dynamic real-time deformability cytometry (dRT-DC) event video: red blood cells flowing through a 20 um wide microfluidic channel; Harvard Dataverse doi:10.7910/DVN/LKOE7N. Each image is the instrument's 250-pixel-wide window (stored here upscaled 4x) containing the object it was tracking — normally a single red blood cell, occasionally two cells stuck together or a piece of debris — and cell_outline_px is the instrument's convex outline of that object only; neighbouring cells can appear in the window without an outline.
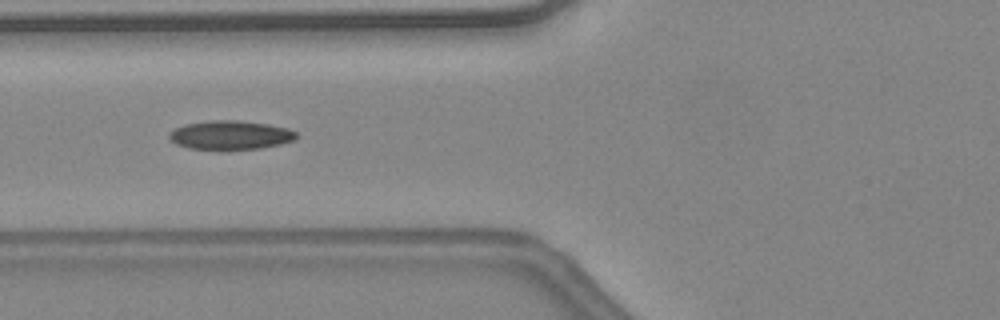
{"species": "common noctule bat (a hibernating species)", "species_latin": "Nyctalus noctula", "temperature_condition": "warm", "stored_images_in_passage": 39, "camera_frame_rate_fps": 3000, "um_per_image_px": 0.085, "animal": {"sex": "female", "body_mass_g": 24.6, "forearm_length_mm": 56.2}, "frame": {"image": 1, "passage_image": 12, "time_ms": 3.667, "image_size_px": [1000, 320], "cell_outline_px": [[296, 140], [280, 144], [260, 148], [224, 152], [188, 148], [176, 144], [168, 136], [168, 132], [184, 124], [212, 120], [236, 120], [268, 124], [288, 128], [296, 132]], "centroid_in_image_um": [19.56, 11.52], "position_along_channel_um": 106.2, "area_um2": 22.08}, "authors_computed_cell_mechanics": {"area_um2": 20.6924, "velocity_mm_per_s": 4.5741, "shape_relaxation_time_tau1_ms": 10.9368, "shape_relaxation_time_tau2_ms": 1.5997, "deformation_change_tau1": 0.279, "deformation_change_tau2": 0.0812}}